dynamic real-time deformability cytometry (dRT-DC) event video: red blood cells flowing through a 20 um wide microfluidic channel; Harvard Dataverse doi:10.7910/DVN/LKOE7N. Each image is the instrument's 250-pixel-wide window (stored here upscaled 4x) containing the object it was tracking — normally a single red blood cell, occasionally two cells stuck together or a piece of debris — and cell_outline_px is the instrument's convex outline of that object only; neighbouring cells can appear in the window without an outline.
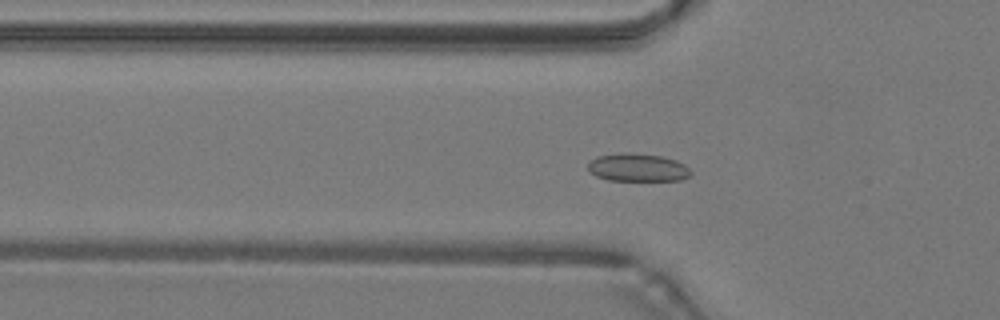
{"species": "common noctule bat (a hibernating species)", "species_latin": "Nyctalus noctula", "temperature_condition": "warm", "stored_images_in_passage": 47, "camera_frame_rate_fps": 3000, "um_per_image_px": 0.085, "animal": {"sex": "male", "body_mass_g": 19.2, "forearm_length_mm": 51.8}, "frame": {"image": 1, "passage_image": 14, "time_ms": 4.333, "image_size_px": [1000, 320], "cell_outline_px": [[692, 176], [680, 180], [608, 180], [596, 176], [588, 168], [588, 164], [596, 156], [624, 152], [628, 152], [660, 156], [676, 160], [684, 164], [692, 172]], "centroid_in_image_um": [54.22, 14.24], "position_along_channel_um": 71.6, "area_um2": 16.7}}
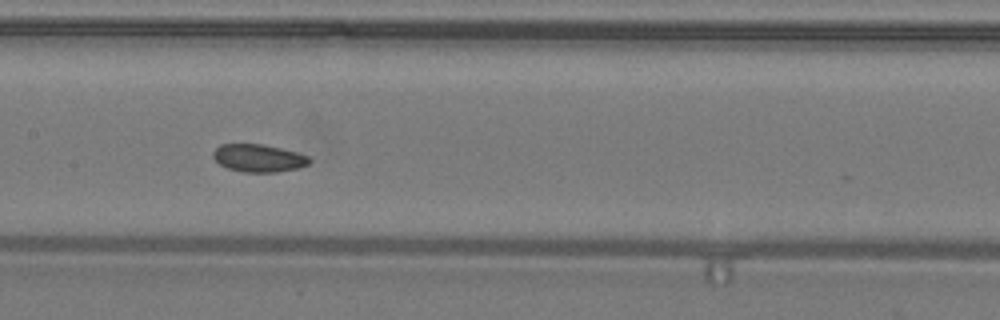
{"frame": {"image": 2, "passage_image": 22, "time_ms": 7.0, "image_size_px": [1000, 320], "cell_outline_px": [[312, 160], [308, 164], [296, 168], [276, 172], [244, 172], [228, 168], [220, 164], [212, 156], [212, 152], [220, 144], [264, 144], [296, 152], [308, 156]], "centroid_in_image_um": [21.96, 13.43], "position_along_channel_um": 185.4, "area_um2": 15.43}}
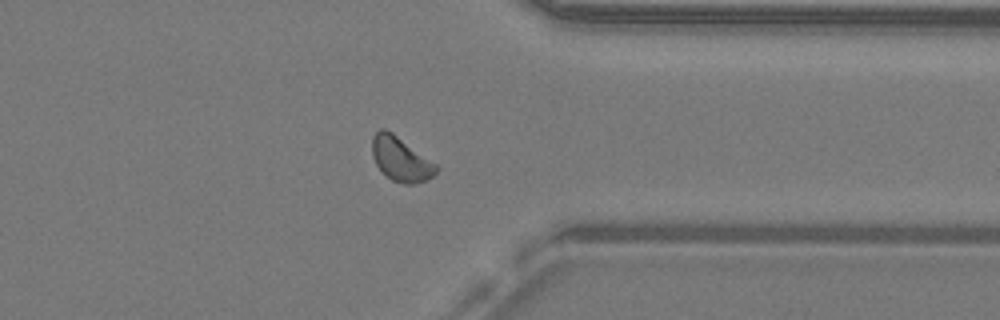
{"frame": {"image": 3, "passage_image": 36, "time_ms": 11.667, "image_size_px": [1000, 320], "cell_outline_px": [[440, 168], [432, 176], [424, 180], [412, 184], [404, 184], [392, 180], [376, 164], [372, 156], [372, 136], [380, 128], [384, 128], [392, 132], [436, 164]], "centroid_in_image_um": [34.05, 13.5], "position_along_channel_um": 377.4, "area_um2": 16.24}, "authors_computed_cell_mechanics": {"area_um2": 16.0106, "velocity_mm_per_s": 4.238, "shape_relaxation_time_tau1_ms": null, "shape_relaxation_time_tau2_ms": 3.6533, "deformation_change_tau1": null, "deformation_change_tau2": 0.0885}}